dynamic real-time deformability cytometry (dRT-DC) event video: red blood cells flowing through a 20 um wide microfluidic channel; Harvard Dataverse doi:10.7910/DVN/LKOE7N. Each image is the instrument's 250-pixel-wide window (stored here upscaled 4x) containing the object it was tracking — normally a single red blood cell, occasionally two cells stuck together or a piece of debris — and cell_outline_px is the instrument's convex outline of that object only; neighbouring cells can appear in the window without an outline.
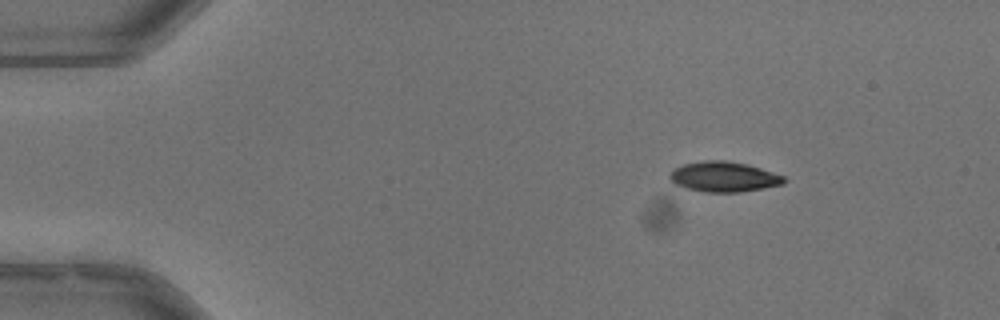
{"species": "common noctule bat (a hibernating species)", "species_latin": "Nyctalus noctula", "temperature_condition": "warm", "stored_images_in_passage": 46, "camera_frame_rate_fps": 3000, "um_per_image_px": 0.085, "animal": {"sex": "male", "body_mass_g": 13.3}, "frame": {"image": 1, "passage_image": 1, "time_ms": 0.0, "image_size_px": [1000, 320], "cell_outline_px": [[788, 180], [784, 184], [764, 188], [740, 192], [704, 192], [688, 188], [676, 184], [668, 176], [676, 168], [684, 164], [700, 160], [728, 160], [748, 164], [784, 176]], "centroid_in_image_um": [61.57, 15.02], "position_along_channel_um": 23.4, "area_um2": 20.11}}
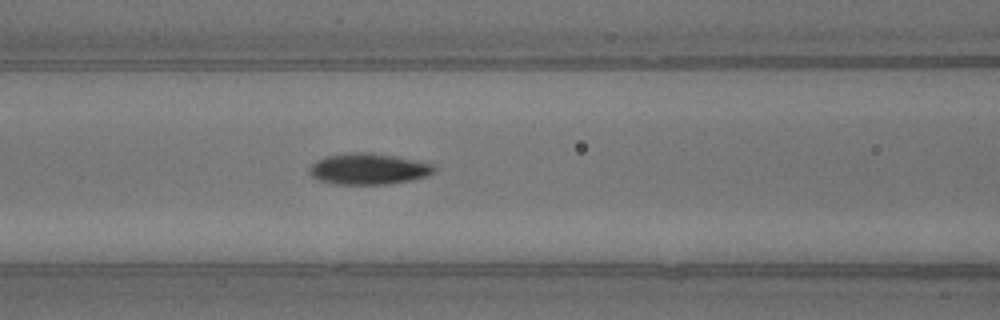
{"frame": {"image": 2, "passage_image": 16, "time_ms": 5.0, "image_size_px": [1000, 320], "cell_outline_px": [[436, 172], [428, 176], [412, 180], [388, 184], [336, 184], [320, 180], [312, 176], [308, 172], [312, 164], [316, 160], [328, 156], [348, 152], [372, 152], [396, 156], [436, 164]], "centroid_in_image_um": [31.38, 14.35], "position_along_channel_um": 135.2, "area_um2": 22.89}}
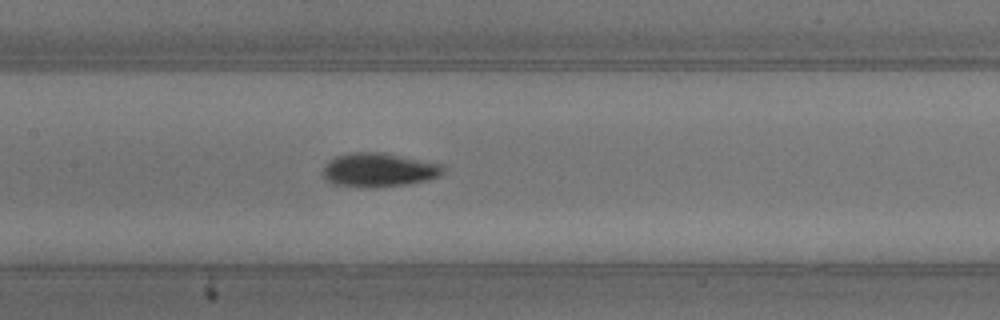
{"frame": {"image": 3, "passage_image": 19, "time_ms": 6.0, "image_size_px": [1000, 320], "cell_outline_px": [[444, 172], [440, 176], [428, 180], [404, 184], [376, 188], [368, 188], [332, 184], [324, 176], [324, 168], [328, 160], [336, 156], [348, 152], [380, 152], [444, 164]], "centroid_in_image_um": [32.21, 14.44], "position_along_channel_um": 175.2, "area_um2": 23.87}, "authors_computed_cell_mechanics": {"area_um2": 21.7039, "velocity_mm_per_s": 3.9841, "shape_relaxation_time_tau1_ms": 2.9583, "shape_relaxation_time_tau2_ms": 2.269, "deformation_change_tau1": 0.1604, "deformation_change_tau2": 0.0704}}